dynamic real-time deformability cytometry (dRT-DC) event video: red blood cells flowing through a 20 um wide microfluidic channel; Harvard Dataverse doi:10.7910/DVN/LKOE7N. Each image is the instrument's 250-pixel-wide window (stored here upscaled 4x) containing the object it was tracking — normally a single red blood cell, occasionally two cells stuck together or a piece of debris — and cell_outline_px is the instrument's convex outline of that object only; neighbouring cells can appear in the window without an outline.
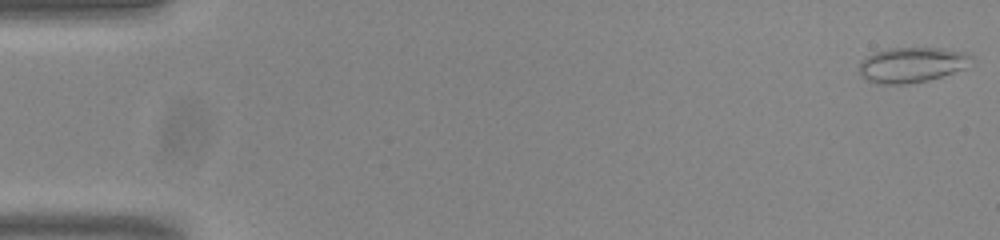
{"species": "common noctule bat (a hibernating species)", "species_latin": "Nyctalus noctula", "temperature_condition": "room temperature", "stored_images_in_passage": 53, "camera_frame_rate_fps": 3000, "um_per_image_px": 0.085, "animal": {"sex": "male", "body_mass_g": 20.0, "forearm_length_mm": 53.3}, "frame": {"image": 1, "passage_image": 1, "time_ms": 0.0, "image_size_px": [1000, 240], "cell_outline_px": [[976, 60], [964, 68], [940, 76], [924, 80], [904, 84], [876, 84], [868, 80], [860, 72], [860, 60], [876, 52], [892, 48], [940, 48], [968, 52]], "centroid_in_image_um": [77.55, 5.49], "position_along_channel_um": 7.5, "area_um2": 22.77}}
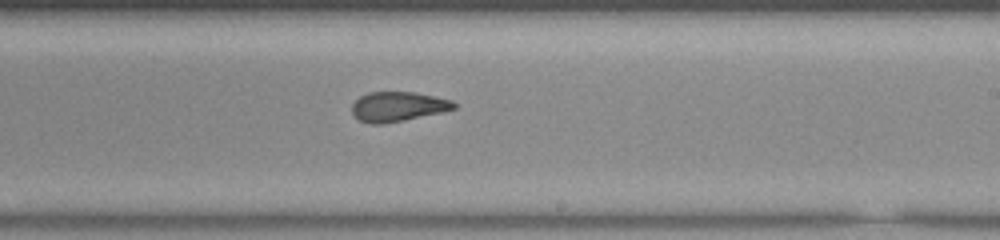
{"frame": {"image": 2, "passage_image": 32, "time_ms": 10.333, "image_size_px": [1000, 240], "cell_outline_px": [[456, 108], [444, 112], [404, 120], [380, 124], [368, 124], [360, 120], [352, 112], [352, 104], [360, 96], [368, 92], [416, 92], [452, 100], [456, 104]], "centroid_in_image_um": [33.84, 9.06], "position_along_channel_um": 255.2, "area_um2": 17.69}}
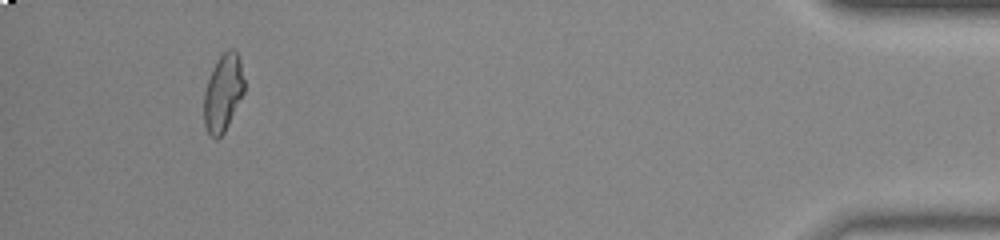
{"frame": {"image": 3, "passage_image": 50, "time_ms": 16.333, "image_size_px": [1000, 240], "cell_outline_px": [[244, 92], [224, 132], [216, 140], [208, 132], [204, 124], [204, 92], [208, 80], [220, 56], [228, 48], [236, 48], [240, 60], [244, 80]], "centroid_in_image_um": [18.97, 7.87], "position_along_channel_um": 416.2, "area_um2": 17.86}, "authors_computed_cell_mechanics": {"area_um2": 18.6116, "velocity_mm_per_s": 3.841, "shape_relaxation_time_tau1_ms": null, "shape_relaxation_time_tau2_ms": 2.209, "deformation_change_tau1": null, "deformation_change_tau2": 0.1082}}